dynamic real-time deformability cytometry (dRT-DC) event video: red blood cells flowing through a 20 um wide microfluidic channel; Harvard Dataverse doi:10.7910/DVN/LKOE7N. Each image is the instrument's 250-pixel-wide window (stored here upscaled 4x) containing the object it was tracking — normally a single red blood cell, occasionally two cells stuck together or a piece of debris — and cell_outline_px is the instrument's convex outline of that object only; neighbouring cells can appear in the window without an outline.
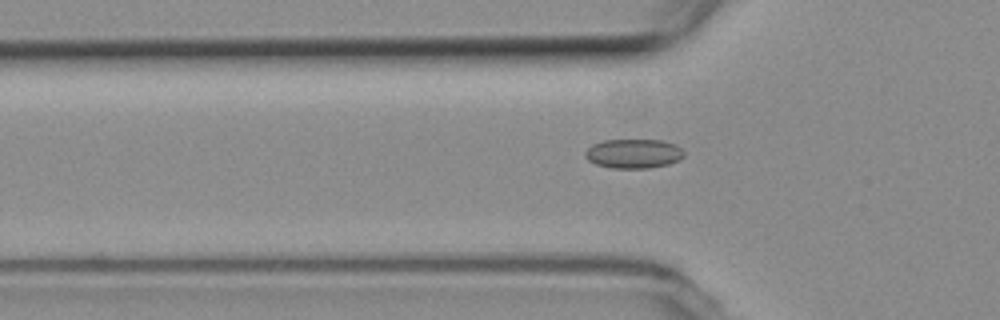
{"species": "common noctule bat (a hibernating species)", "species_latin": "Nyctalus noctula", "temperature_condition": "room temperature", "stored_images_in_passage": 51, "segment_of_instrument_passage": [1, 2], "camera_frame_rate_fps": 3000, "um_per_image_px": 0.085, "animal": {"sex": "female", "body_mass_g": 19.3, "forearm_length_mm": 54.1}, "frame": {"image": 1, "passage_image": 18, "time_ms": 5.667, "image_size_px": [1000, 320], "cell_outline_px": [[684, 156], [668, 164], [648, 168], [612, 168], [596, 164], [588, 160], [584, 156], [584, 152], [592, 144], [604, 140], [660, 140], [676, 144], [684, 152]], "centroid_in_image_um": [53.82, 13.05], "position_along_channel_um": 72.0, "area_um2": 16.82}}
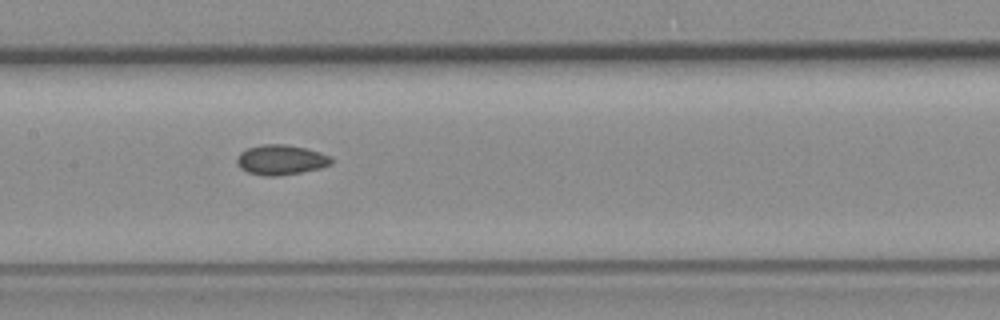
{"frame": {"image": 2, "passage_image": 27, "time_ms": 8.667, "image_size_px": [1000, 320], "cell_outline_px": [[332, 164], [320, 168], [300, 172], [276, 176], [264, 176], [248, 172], [240, 168], [236, 164], [236, 156], [240, 152], [248, 148], [260, 144], [284, 144], [304, 148], [320, 152], [332, 156]], "centroid_in_image_um": [23.85, 13.58], "position_along_channel_um": 183.5, "area_um2": 16.59}}
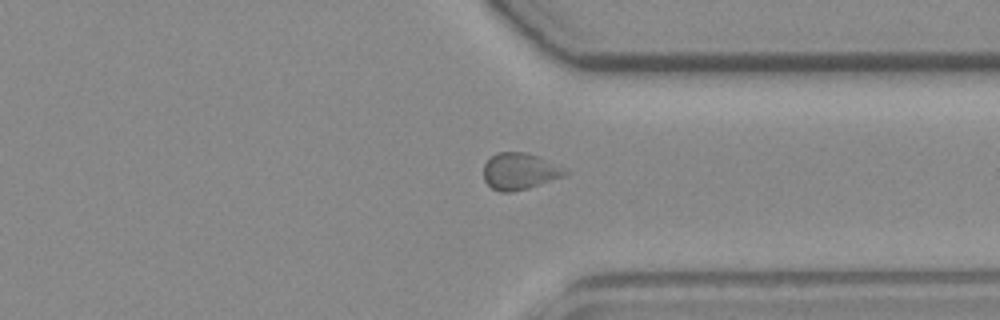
{"frame": {"image": 3, "passage_image": 42, "time_ms": 13.667, "image_size_px": [1000, 320], "cell_outline_px": [[568, 172], [564, 176], [528, 188], [512, 192], [500, 192], [492, 188], [484, 180], [484, 164], [496, 152], [524, 152], [536, 156], [568, 168]], "centroid_in_image_um": [44.18, 14.56], "position_along_channel_um": 367.2, "area_um2": 17.34}}